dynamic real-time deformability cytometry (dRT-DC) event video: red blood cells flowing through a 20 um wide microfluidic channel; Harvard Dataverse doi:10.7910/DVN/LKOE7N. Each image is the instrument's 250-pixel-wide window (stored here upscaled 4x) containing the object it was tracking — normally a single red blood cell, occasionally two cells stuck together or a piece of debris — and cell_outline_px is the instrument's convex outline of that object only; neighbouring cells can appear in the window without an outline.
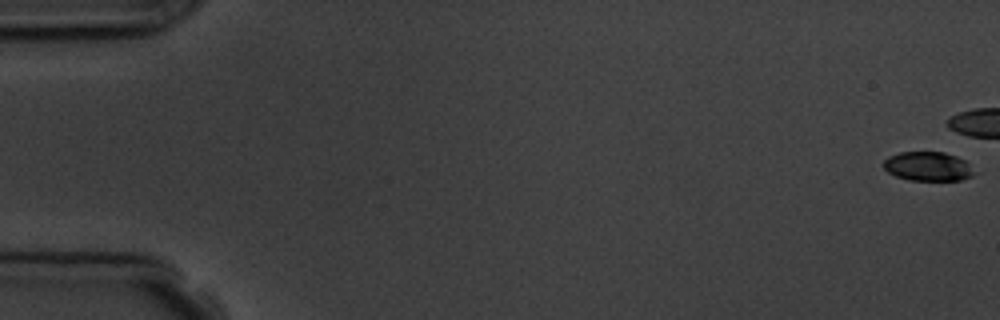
{"species": "common noctule bat (a hibernating species)", "species_latin": "Nyctalus noctula", "temperature_condition": "room temperature", "stored_images_in_passage": 8, "camera_frame_rate_fps": 3000, "um_per_image_px": 0.085, "animal": {"sex": "male", "body_mass_g": 19.5, "forearm_length_mm": 54.6}, "frame": {"image": 1, "passage_image": 1, "time_ms": 0.0, "image_size_px": [1000, 320], "cell_outline_px": [[972, 176], [960, 180], [908, 180], [896, 176], [888, 172], [884, 168], [884, 160], [888, 156], [900, 152], [944, 152], [956, 156], [964, 160], [968, 164], [972, 172]], "centroid_in_image_um": [78.83, 14.14], "position_along_channel_um": 6.2, "area_um2": 15.2}}